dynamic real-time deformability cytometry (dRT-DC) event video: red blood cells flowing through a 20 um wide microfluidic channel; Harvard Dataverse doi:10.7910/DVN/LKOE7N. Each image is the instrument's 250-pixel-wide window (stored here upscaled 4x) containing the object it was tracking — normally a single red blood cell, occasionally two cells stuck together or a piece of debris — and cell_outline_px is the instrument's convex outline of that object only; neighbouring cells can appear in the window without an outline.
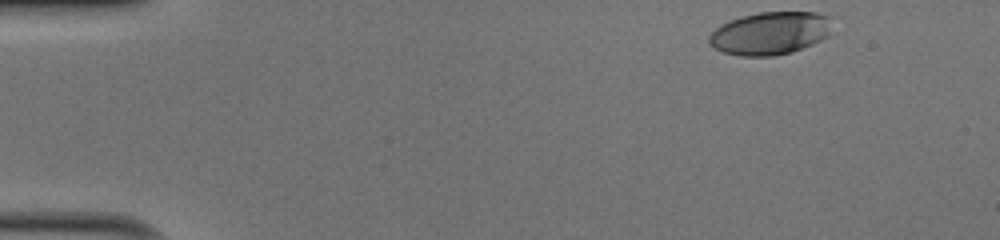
{"species": "human", "species_latin": "Homo sapiens", "temperature_condition": "cold", "stored_images_in_passage": 37, "camera_frame_rate_fps": 3000, "um_per_image_px": 0.085, "donor": {"sex": "male"}, "frame": {"image": 1, "passage_image": 1, "time_ms": 0.0, "image_size_px": [1000, 240], "cell_outline_px": [[832, 16], [828, 36], [812, 44], [792, 52], [772, 56], [740, 56], [724, 52], [708, 44], [708, 36], [716, 28], [732, 20], [744, 16], [760, 12], [816, 12]], "centroid_in_image_um": [65.48, 2.82], "position_along_channel_um": 19.5, "area_um2": 30.58}}
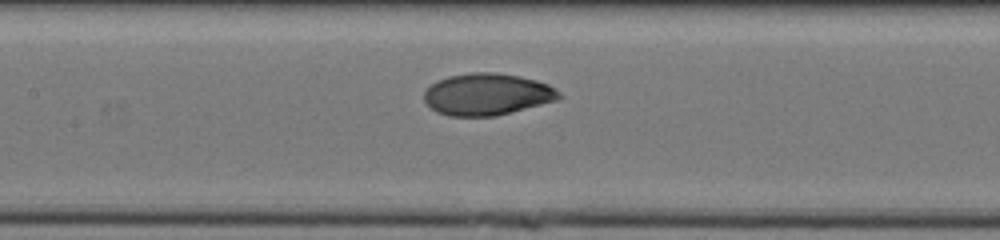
{"frame": {"image": 2, "passage_image": 20, "time_ms": 6.333, "image_size_px": [1000, 240], "cell_outline_px": [[564, 96], [556, 100], [496, 116], [448, 116], [436, 112], [424, 100], [424, 92], [436, 80], [448, 76], [472, 72], [496, 72], [520, 76], [536, 80], [548, 84], [556, 88]], "centroid_in_image_um": [41.41, 8.01], "position_along_channel_um": 166.0, "area_um2": 33.0}}
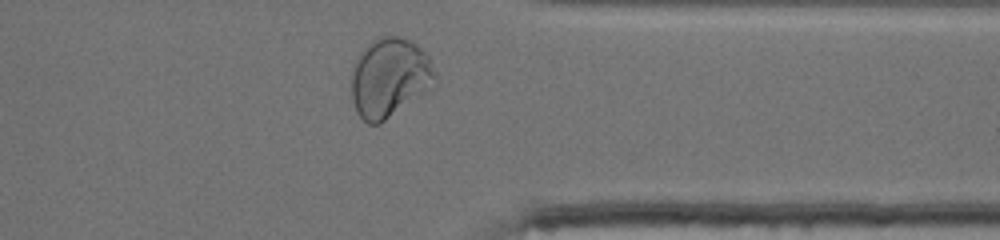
{"frame": {"image": 3, "passage_image": 36, "time_ms": 11.667, "image_size_px": [1000, 240], "cell_outline_px": [[436, 84], [428, 92], [380, 124], [368, 124], [356, 112], [352, 100], [348, 84], [356, 60], [360, 52], [372, 40], [380, 36], [400, 36], [412, 40], [428, 56], [436, 72]], "centroid_in_image_um": [33.11, 6.62], "position_along_channel_um": 378.3, "area_um2": 39.54}, "authors_computed_cell_mechanics": {"area_um2": 32.368, "velocity_mm_per_s": 4.0675, "shape_relaxation_time_tau1_ms": 6.3224, "shape_relaxation_time_tau2_ms": null, "deformation_change_tau1": 0.2204, "deformation_change_tau2": null}}